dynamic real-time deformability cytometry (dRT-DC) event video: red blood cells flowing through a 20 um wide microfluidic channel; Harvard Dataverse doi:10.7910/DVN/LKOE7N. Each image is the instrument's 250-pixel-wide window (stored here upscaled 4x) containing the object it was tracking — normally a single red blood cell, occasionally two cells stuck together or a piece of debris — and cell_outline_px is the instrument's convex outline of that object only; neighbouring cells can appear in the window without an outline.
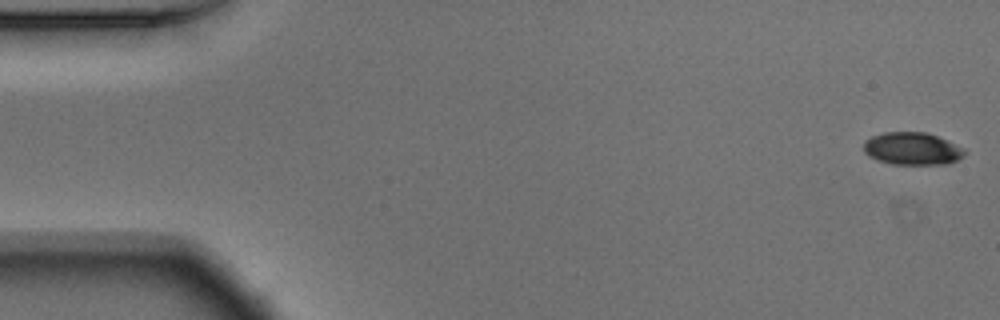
{"species": "Egyptian fruit bat (a non-hibernating species)", "species_latin": "Rousettus aegyptiacus", "temperature_condition": "warm", "stored_images_in_passage": 54, "camera_frame_rate_fps": 3000, "um_per_image_px": 0.085, "animal": {"sex": "male"}, "frame": {"image": 1, "passage_image": 1, "time_ms": 0.0, "image_size_px": [1000, 320], "cell_outline_px": [[968, 152], [964, 156], [948, 164], [892, 164], [876, 160], [868, 156], [864, 152], [864, 140], [872, 136], [884, 132], [928, 132], [964, 148]], "centroid_in_image_um": [77.54, 12.63], "position_along_channel_um": 7.5, "area_um2": 19.31}}
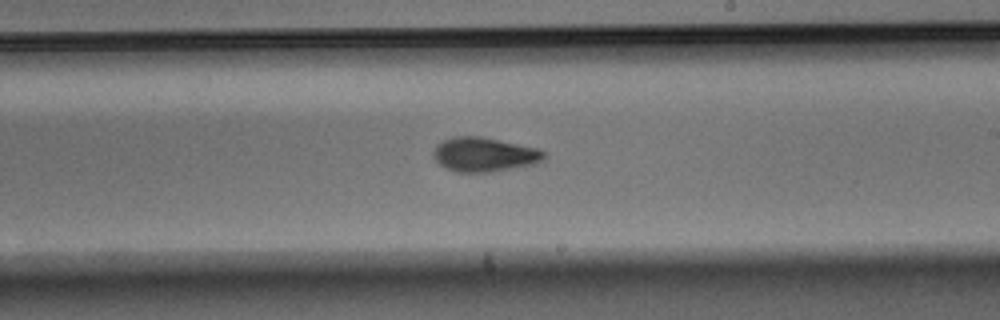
{"frame": {"image": 2, "passage_image": 31, "time_ms": 10.0, "image_size_px": [1000, 320], "cell_outline_px": [[544, 160], [536, 164], [488, 172], [456, 172], [440, 164], [432, 156], [432, 152], [436, 144], [452, 136], [480, 136], [540, 148], [544, 152]], "centroid_in_image_um": [41.16, 13.12], "position_along_channel_um": 247.8, "area_um2": 22.2}}
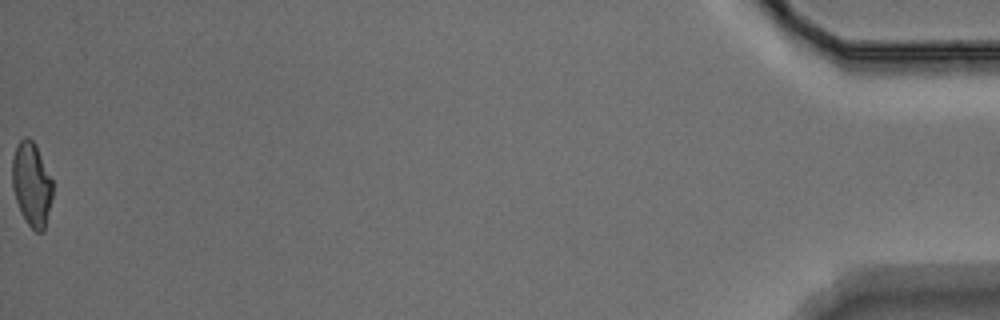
{"frame": {"image": 3, "passage_image": 54, "time_ms": 17.667, "image_size_px": [1000, 320], "cell_outline_px": [[52, 196], [44, 232], [36, 232], [24, 220], [20, 212], [16, 200], [12, 184], [12, 156], [16, 144], [24, 136], [28, 136], [36, 144], [52, 180]], "centroid_in_image_um": [2.67, 15.64], "position_along_channel_um": 432.5, "area_um2": 19.94}, "authors_computed_cell_mechanics": {"area_um2": 20.8369, "velocity_mm_per_s": 3.7522, "shape_relaxation_time_tau1_ms": 3.7163, "shape_relaxation_time_tau2_ms": 4.0866, "deformation_change_tau1": 0.1581, "deformation_change_tau2": 0.0931}}